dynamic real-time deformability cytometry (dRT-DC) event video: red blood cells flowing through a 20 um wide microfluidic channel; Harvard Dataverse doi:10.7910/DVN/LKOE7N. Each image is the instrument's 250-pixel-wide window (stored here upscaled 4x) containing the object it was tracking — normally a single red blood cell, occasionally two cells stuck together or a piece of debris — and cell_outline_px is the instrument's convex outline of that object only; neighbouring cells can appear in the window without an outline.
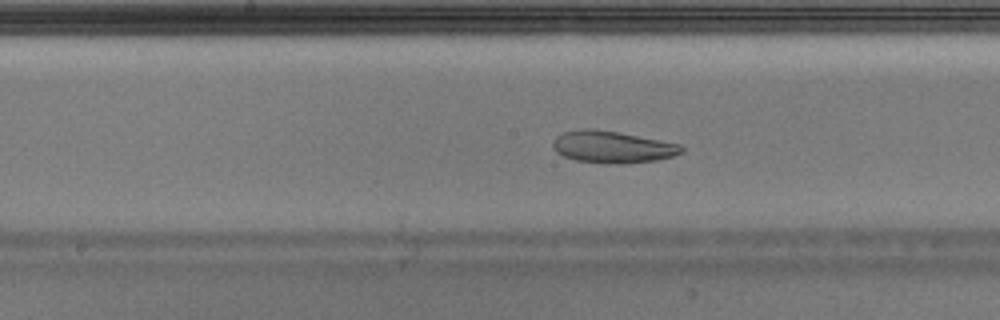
{"species": "Egyptian fruit bat (a non-hibernating species)", "species_latin": "Rousettus aegyptiacus", "temperature_condition": "warm", "stored_images_in_passage": 50, "camera_frame_rate_fps": 3000, "um_per_image_px": 0.085, "animal": {"sex": "male"}, "frame": {"image": 1, "passage_image": 26, "time_ms": 8.333, "image_size_px": [1000, 320], "cell_outline_px": [[684, 152], [672, 156], [656, 160], [620, 164], [616, 164], [576, 160], [564, 156], [556, 152], [552, 148], [552, 140], [556, 136], [564, 132], [584, 128], [596, 128], [684, 144]], "centroid_in_image_um": [52.07, 12.48], "position_along_channel_um": 196.1, "area_um2": 24.16}}
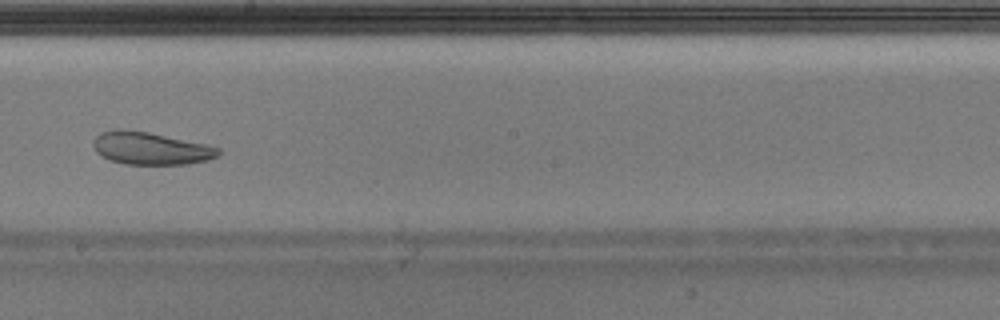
{"frame": {"image": 2, "passage_image": 29, "time_ms": 9.333, "image_size_px": [1000, 320], "cell_outline_px": [[220, 152], [216, 156], [208, 160], [188, 164], [124, 164], [100, 156], [96, 152], [92, 144], [92, 140], [100, 132], [116, 128], [120, 128], [148, 132], [204, 144], [220, 148]], "centroid_in_image_um": [12.74, 12.6], "position_along_channel_um": 235.5, "area_um2": 23.7}, "authors_computed_cell_mechanics": {"area_um2": 26.9348, "velocity_mm_per_s": 3.9443, "shape_relaxation_time_tau1_ms": null, "shape_relaxation_time_tau2_ms": 1.7491, "deformation_change_tau1": null, "deformation_change_tau2": 0.0748}}